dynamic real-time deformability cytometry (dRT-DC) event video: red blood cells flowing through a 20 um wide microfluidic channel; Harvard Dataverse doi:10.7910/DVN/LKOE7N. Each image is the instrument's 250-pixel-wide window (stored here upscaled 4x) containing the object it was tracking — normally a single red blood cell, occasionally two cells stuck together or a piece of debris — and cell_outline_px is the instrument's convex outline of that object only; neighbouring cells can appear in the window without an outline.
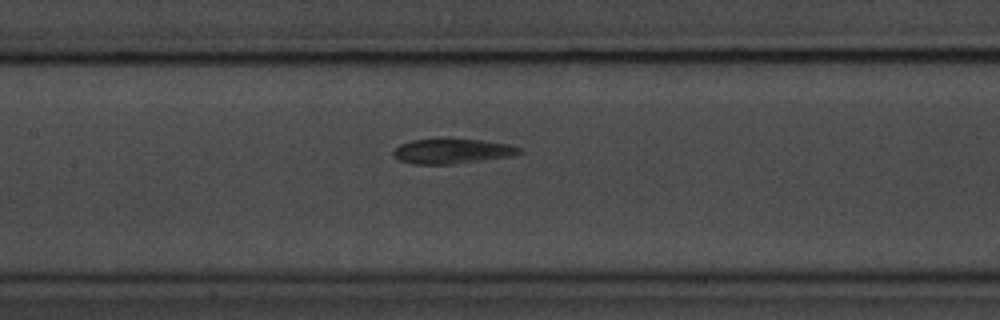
{"species": "common noctule bat (a hibernating species)", "species_latin": "Nyctalus noctula", "temperature_condition": "room temperature", "stored_images_in_passage": 35, "camera_frame_rate_fps": 3000, "um_per_image_px": 0.085, "animal": {"sex": "male", "body_mass_g": 20.1, "forearm_length_mm": 53.5}, "frame": {"image": 1, "passage_image": 11, "time_ms": 3.333, "image_size_px": [1000, 320], "cell_outline_px": [[524, 152], [512, 156], [452, 164], [412, 164], [400, 160], [392, 156], [392, 152], [400, 144], [412, 140], [480, 140], [508, 144], [520, 148]], "centroid_in_image_um": [38.43, 12.87], "position_along_channel_um": 169.0, "area_um2": 17.92}}